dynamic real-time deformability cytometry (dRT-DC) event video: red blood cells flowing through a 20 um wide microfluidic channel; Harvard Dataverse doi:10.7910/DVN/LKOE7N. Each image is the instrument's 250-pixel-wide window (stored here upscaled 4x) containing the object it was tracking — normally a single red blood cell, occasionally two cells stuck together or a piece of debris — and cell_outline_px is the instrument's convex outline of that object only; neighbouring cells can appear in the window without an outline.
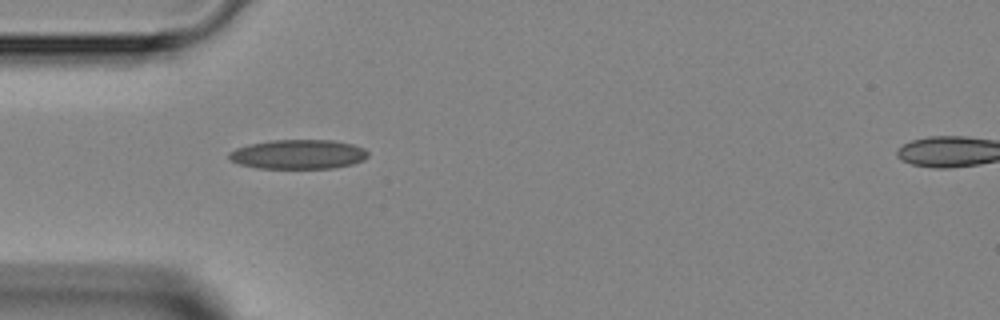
{"species": "Egyptian fruit bat (a non-hibernating species)", "species_latin": "Rousettus aegyptiacus", "temperature_condition": "room temperature", "stored_images_in_passage": 2, "camera_frame_rate_fps": 3000, "um_per_image_px": 0.085, "animal": {"sex": "female"}, "frame": {"image": 1, "passage_image": 1, "time_ms": 0.0, "image_size_px": [1000, 320], "cell_outline_px": [[368, 156], [364, 160], [352, 164], [332, 168], [256, 168], [240, 164], [232, 160], [228, 156], [228, 152], [236, 148], [248, 144], [272, 140], [332, 140], [352, 144], [364, 148], [368, 152]], "centroid_in_image_um": [25.35, 13.11], "position_along_channel_um": 59.6, "area_um2": 23.81}}